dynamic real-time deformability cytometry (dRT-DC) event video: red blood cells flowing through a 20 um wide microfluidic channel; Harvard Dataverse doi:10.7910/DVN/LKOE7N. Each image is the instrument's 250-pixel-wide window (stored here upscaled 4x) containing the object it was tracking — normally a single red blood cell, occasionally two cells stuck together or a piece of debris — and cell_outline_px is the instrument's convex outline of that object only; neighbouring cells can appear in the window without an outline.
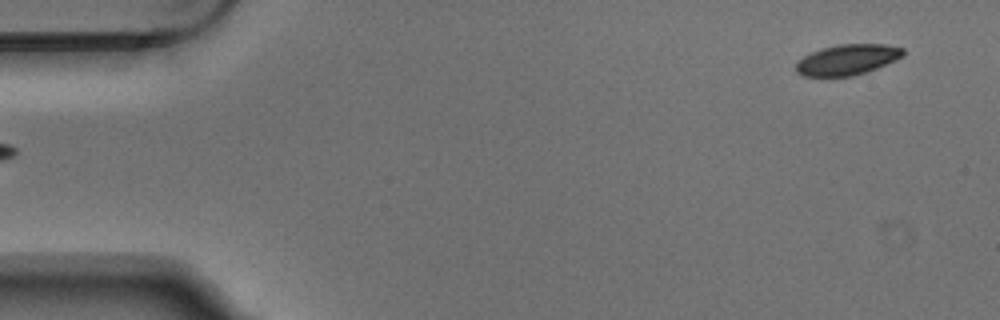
{"species": "Egyptian fruit bat (a non-hibernating species)", "species_latin": "Rousettus aegyptiacus", "temperature_condition": "warm", "stored_images_in_passage": 6, "segment_of_instrument_passage": [2, 2], "camera_frame_rate_fps": 3000, "um_per_image_px": 0.085, "animal": {"sex": "male"}, "frame": {"image": 1, "passage_image": 6, "time_ms": 1.667, "image_size_px": [1000, 320], "cell_outline_px": [[904, 56], [896, 60], [876, 68], [852, 76], [804, 76], [796, 72], [796, 64], [804, 56], [812, 52], [824, 48], [840, 44], [884, 44], [904, 48]], "centroid_in_image_um": [72.05, 5.07], "position_along_channel_um": 12.9, "area_um2": 18.84}}